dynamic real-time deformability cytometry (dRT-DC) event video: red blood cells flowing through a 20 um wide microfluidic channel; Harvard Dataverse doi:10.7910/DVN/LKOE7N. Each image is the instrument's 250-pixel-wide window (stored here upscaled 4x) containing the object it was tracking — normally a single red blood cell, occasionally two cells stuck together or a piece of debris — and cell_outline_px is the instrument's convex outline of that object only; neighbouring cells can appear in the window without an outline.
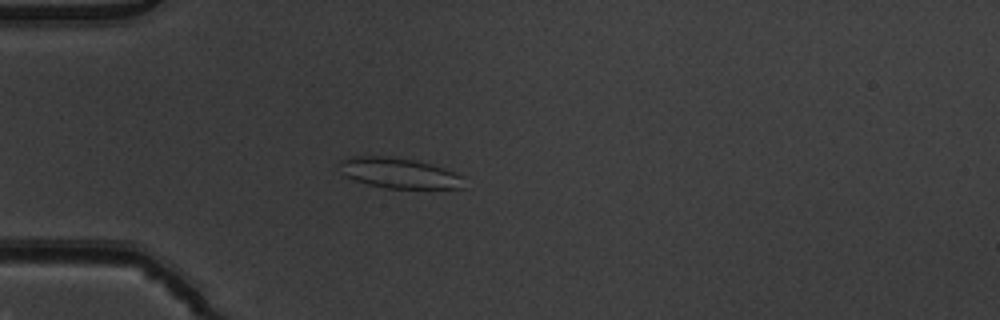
{"species": "common noctule bat (a hibernating species)", "species_latin": "Nyctalus noctula", "temperature_condition": "warm", "stored_images_in_passage": 52, "camera_frame_rate_fps": 3000, "um_per_image_px": 0.085, "animal": {"sex": "male", "body_mass_g": 19.5, "forearm_length_mm": 54.6}, "frame": {"image": 1, "passage_image": 15, "time_ms": 4.667, "image_size_px": [1000, 320], "cell_outline_px": [[464, 188], [384, 188], [368, 184], [356, 180], [340, 172], [336, 164], [340, 160], [352, 156], [392, 156], [416, 160], [456, 172], [464, 176]], "centroid_in_image_um": [33.9, 14.7], "position_along_channel_um": 51.1, "area_um2": 22.25}}
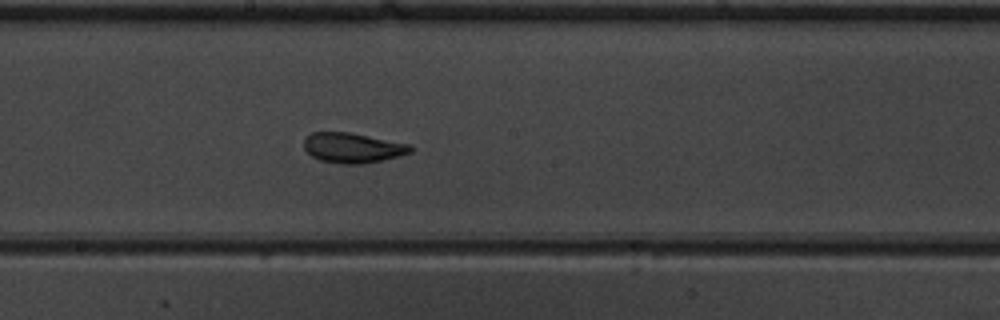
{"frame": {"image": 2, "passage_image": 29, "time_ms": 9.333, "image_size_px": [1000, 320], "cell_outline_px": [[416, 148], [412, 152], [364, 164], [344, 164], [320, 160], [312, 156], [304, 148], [304, 136], [312, 132], [348, 132], [412, 144]], "centroid_in_image_um": [29.99, 12.55], "position_along_channel_um": 218.2, "area_um2": 18.73}}
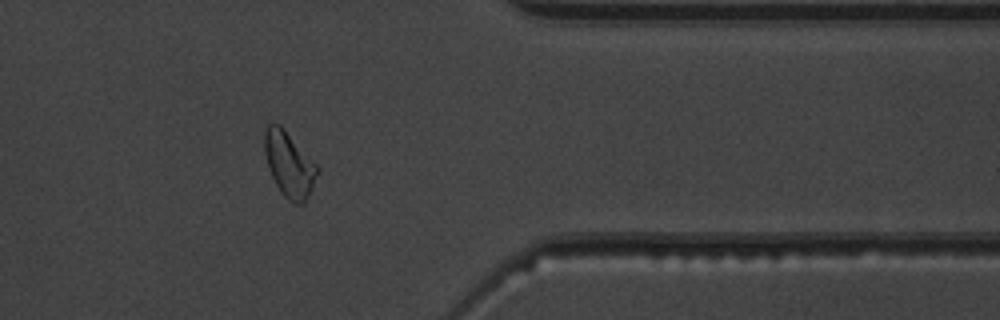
{"frame": {"image": 3, "passage_image": 43, "time_ms": 14.0, "image_size_px": [1000, 320], "cell_outline_px": [[320, 172], [304, 204], [296, 204], [288, 200], [280, 192], [268, 168], [264, 152], [264, 128], [272, 120], [280, 124], [284, 128], [320, 168]], "centroid_in_image_um": [24.57, 13.94], "position_along_channel_um": 386.8, "area_um2": 20.4}, "authors_computed_cell_mechanics": {"area_um2": 20.3167, "velocity_mm_per_s": 3.8878, "shape_relaxation_time_tau1_ms": null, "shape_relaxation_time_tau2_ms": 1.9425, "deformation_change_tau1": null, "deformation_change_tau2": 0.0935}}